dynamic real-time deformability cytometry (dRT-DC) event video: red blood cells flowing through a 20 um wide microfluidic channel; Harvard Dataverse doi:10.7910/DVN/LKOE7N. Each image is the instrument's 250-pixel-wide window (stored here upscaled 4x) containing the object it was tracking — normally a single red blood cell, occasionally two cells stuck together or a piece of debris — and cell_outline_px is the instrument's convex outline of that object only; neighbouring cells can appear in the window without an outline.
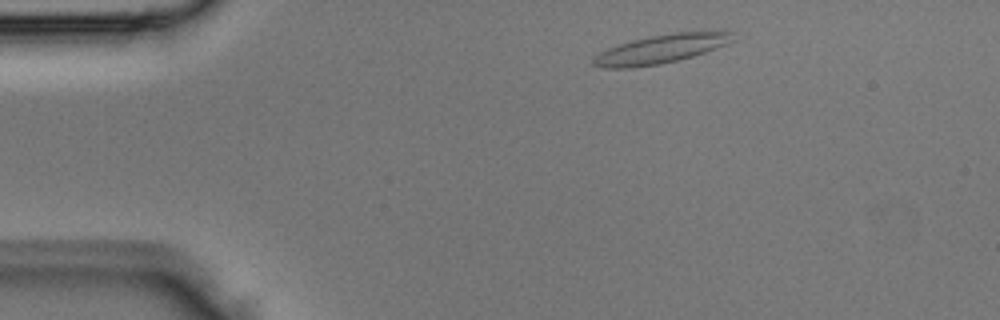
{"species": "Egyptian fruit bat (a non-hibernating species)", "species_latin": "Rousettus aegyptiacus", "temperature_condition": "room temperature", "stored_images_in_passage": 2, "camera_frame_rate_fps": 3000, "um_per_image_px": 0.085, "animal": {"sex": "male"}, "frame": {"image": 1, "passage_image": 1, "time_ms": 0.0, "image_size_px": [1000, 320], "cell_outline_px": [[736, 40], [728, 44], [692, 56], [660, 64], [632, 68], [604, 68], [592, 64], [592, 56], [608, 48], [632, 40], [648, 36], [672, 32], [728, 28], [732, 32]], "centroid_in_image_um": [56.3, 4.11], "position_along_channel_um": 28.7, "area_um2": 24.16}}